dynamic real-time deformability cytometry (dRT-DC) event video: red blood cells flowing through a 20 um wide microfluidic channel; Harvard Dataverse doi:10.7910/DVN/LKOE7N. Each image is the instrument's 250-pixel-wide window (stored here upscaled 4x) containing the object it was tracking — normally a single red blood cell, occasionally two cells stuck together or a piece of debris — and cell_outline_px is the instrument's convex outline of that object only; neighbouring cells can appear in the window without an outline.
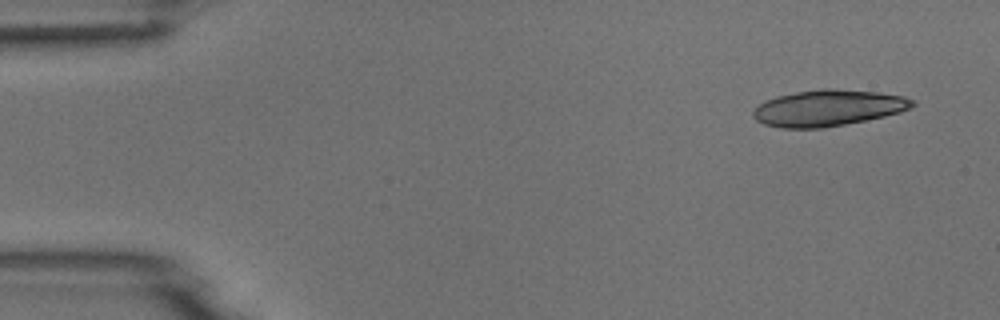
{"species": "common noctule bat (a hibernating species)", "species_latin": "Nyctalus noctula", "temperature_condition": "room temperature", "stored_images_in_passage": 6, "camera_frame_rate_fps": 3000, "um_per_image_px": 0.085, "animal": {"sex": "male", "body_mass_g": 18.8}, "frame": {"image": 1, "passage_image": 1, "time_ms": 0.0, "image_size_px": [1000, 320], "cell_outline_px": [[916, 104], [912, 108], [900, 112], [884, 116], [824, 128], [780, 128], [764, 124], [756, 120], [752, 116], [752, 112], [764, 100], [776, 96], [796, 92], [820, 88], [836, 88], [876, 92], [904, 96], [916, 100]], "centroid_in_image_um": [70.4, 9.17], "position_along_channel_um": 14.6, "area_um2": 33.81}}